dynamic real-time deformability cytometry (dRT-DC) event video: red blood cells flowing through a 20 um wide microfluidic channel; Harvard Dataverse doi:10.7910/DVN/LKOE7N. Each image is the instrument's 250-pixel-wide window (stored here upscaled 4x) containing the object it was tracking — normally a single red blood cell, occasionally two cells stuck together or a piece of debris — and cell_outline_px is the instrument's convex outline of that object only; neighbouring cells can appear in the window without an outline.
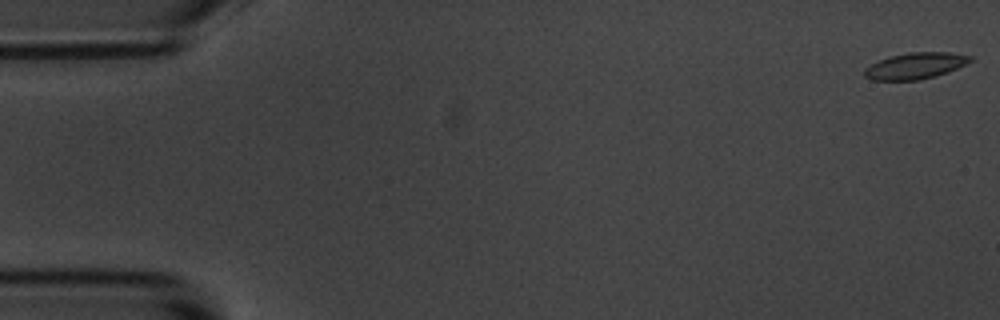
{"species": "common noctule bat (a hibernating species)", "species_latin": "Nyctalus noctula", "temperature_condition": "room temperature", "stored_images_in_passage": 55, "camera_frame_rate_fps": 3000, "um_per_image_px": 0.085, "animal": {"sex": "male", "body_mass_g": 20.1, "forearm_length_mm": 53.5}, "frame": {"image": 1, "passage_image": 1, "time_ms": 0.0, "image_size_px": [1000, 320], "cell_outline_px": [[972, 60], [948, 72], [936, 76], [916, 80], [872, 80], [864, 76], [864, 68], [888, 56], [908, 52], [948, 52], [972, 56]], "centroid_in_image_um": [77.77, 5.59], "position_along_channel_um": 7.2, "area_um2": 16.13}}
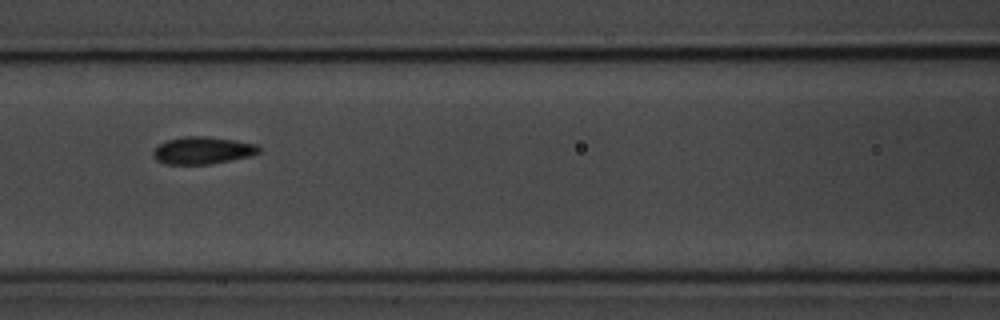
{"frame": {"image": 2, "passage_image": 24, "time_ms": 7.667, "image_size_px": [1000, 320], "cell_outline_px": [[260, 152], [252, 156], [208, 164], [164, 164], [156, 160], [152, 156], [152, 152], [160, 144], [168, 140], [184, 136], [204, 136], [236, 140], [256, 144], [260, 148]], "centroid_in_image_um": [17.22, 12.79], "position_along_channel_um": 149.4, "area_um2": 16.82}}
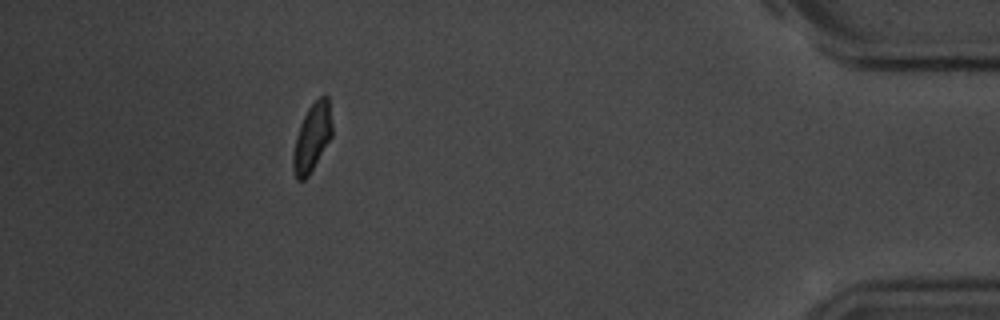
{"frame": {"image": 3, "passage_image": 50, "time_ms": 16.333, "image_size_px": [1000, 320], "cell_outline_px": [[332, 136], [308, 176], [304, 180], [296, 180], [292, 168], [292, 156], [296, 136], [300, 124], [308, 108], [320, 96], [328, 96], [332, 124]], "centroid_in_image_um": [26.51, 11.71], "position_along_channel_um": 408.7, "area_um2": 15.37}, "authors_computed_cell_mechanics": {"area_um2": 16.3574, "velocity_mm_per_s": 3.6317, "shape_relaxation_time_tau1_ms": 2.7404, "shape_relaxation_time_tau2_ms": 1.7069, "deformation_change_tau1": 0.0908, "deformation_change_tau2": 0.0532}}